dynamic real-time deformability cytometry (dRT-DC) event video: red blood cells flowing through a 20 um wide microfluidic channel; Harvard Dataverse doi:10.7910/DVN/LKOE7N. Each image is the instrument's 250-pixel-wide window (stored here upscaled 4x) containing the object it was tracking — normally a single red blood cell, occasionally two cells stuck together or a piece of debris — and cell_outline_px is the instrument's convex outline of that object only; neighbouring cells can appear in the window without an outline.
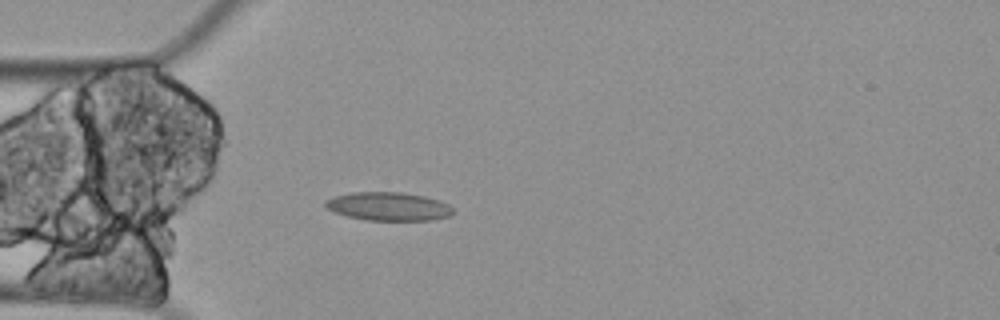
{"species": "Egyptian fruit bat (a non-hibernating species)", "species_latin": "Rousettus aegyptiacus", "temperature_condition": "cold", "stored_images_in_passage": 4, "camera_frame_rate_fps": 3000, "um_per_image_px": 0.085, "animal": {"sex": "female"}, "frame": {"image": 1, "passage_image": 4, "time_ms": 1.0, "image_size_px": [1000, 320], "cell_outline_px": [[452, 216], [432, 220], [364, 220], [332, 212], [324, 208], [324, 200], [332, 196], [352, 192], [404, 192], [424, 196], [440, 200], [448, 204], [452, 208]], "centroid_in_image_um": [32.97, 17.54], "position_along_channel_um": 52.0, "area_um2": 21.5}}